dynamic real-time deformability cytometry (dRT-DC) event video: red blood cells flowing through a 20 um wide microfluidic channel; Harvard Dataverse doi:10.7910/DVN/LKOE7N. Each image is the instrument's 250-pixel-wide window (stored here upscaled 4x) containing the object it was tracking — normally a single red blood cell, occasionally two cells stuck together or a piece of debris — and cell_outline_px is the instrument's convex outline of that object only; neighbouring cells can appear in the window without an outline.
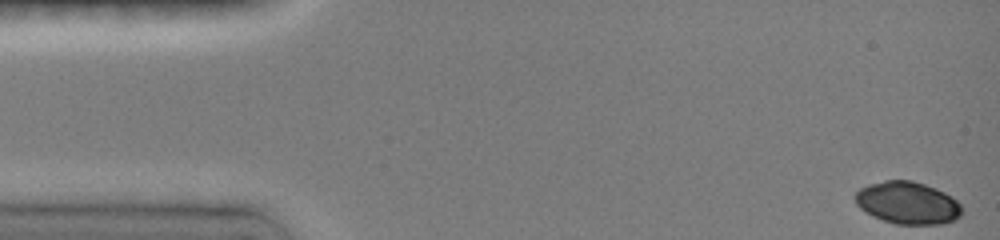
{"species": "common noctule bat (a hibernating species)", "species_latin": "Nyctalus noctula", "temperature_condition": "room temperature", "stored_images_in_passage": 45, "camera_frame_rate_fps": 3000, "um_per_image_px": 0.085, "animal": {"sex": "female", "body_mass_g": 19.0, "forearm_length_mm": 51.5}, "frame": {"image": 1, "passage_image": 1, "time_ms": 0.0, "image_size_px": [1000, 240], "cell_outline_px": [[960, 216], [956, 220], [940, 224], [896, 224], [872, 216], [860, 208], [856, 204], [852, 196], [860, 188], [868, 184], [884, 180], [912, 180], [936, 188], [952, 196], [960, 204]], "centroid_in_image_um": [77.11, 17.23], "position_along_channel_um": 7.9, "area_um2": 26.47}}
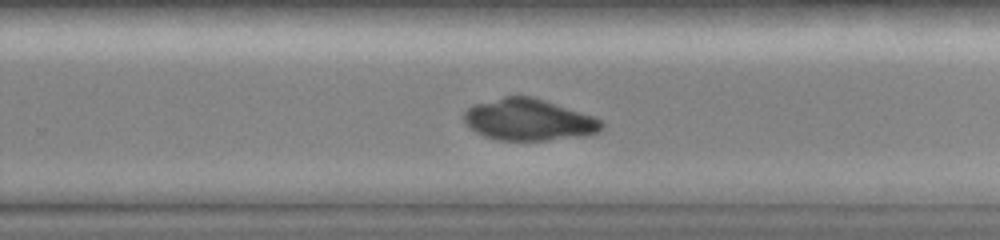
{"frame": {"image": 2, "passage_image": 31, "time_ms": 10.0, "image_size_px": [1000, 240], "cell_outline_px": [[604, 128], [600, 132], [584, 136], [548, 140], [500, 140], [484, 136], [468, 128], [464, 120], [464, 112], [472, 104], [504, 96], [532, 96], [596, 116], [604, 124]], "centroid_in_image_um": [44.96, 10.17], "position_along_channel_um": 284.8, "area_um2": 33.76}}
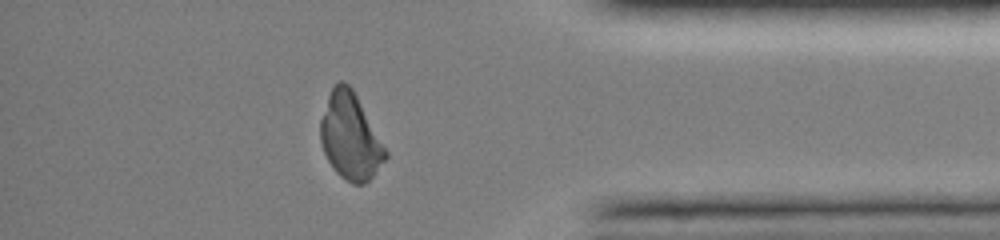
{"frame": {"image": 3, "passage_image": 41, "time_ms": 13.333, "image_size_px": [1000, 240], "cell_outline_px": [[388, 156], [376, 172], [364, 184], [352, 184], [340, 176], [336, 172], [328, 160], [324, 152], [320, 140], [320, 120], [328, 96], [332, 88], [340, 80], [344, 80], [352, 88], [388, 152]], "centroid_in_image_um": [29.77, 11.61], "position_along_channel_um": 405.4, "area_um2": 32.43}}